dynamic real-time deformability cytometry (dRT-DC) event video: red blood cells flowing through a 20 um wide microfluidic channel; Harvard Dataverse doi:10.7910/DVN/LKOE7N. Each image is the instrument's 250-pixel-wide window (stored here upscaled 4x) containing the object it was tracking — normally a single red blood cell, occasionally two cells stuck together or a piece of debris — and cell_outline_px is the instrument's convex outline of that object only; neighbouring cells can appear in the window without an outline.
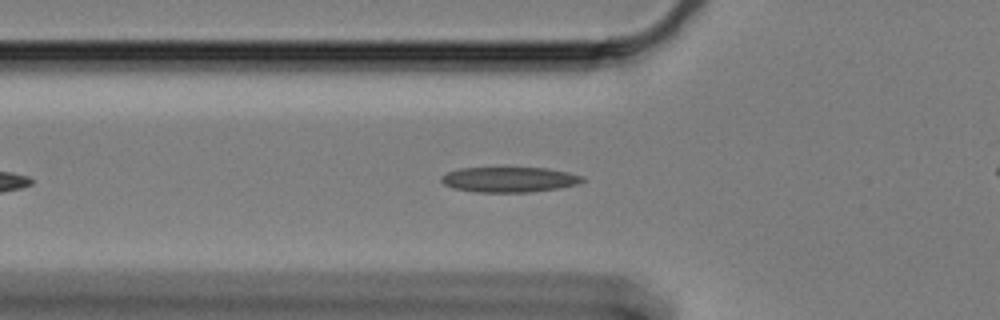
{"species": "Egyptian fruit bat (a non-hibernating species)", "species_latin": "Rousettus aegyptiacus", "temperature_condition": "cold", "stored_images_in_passage": 22, "camera_frame_rate_fps": 3000, "um_per_image_px": 0.085, "animal": {"sex": "female"}, "frame": {"image": 1, "passage_image": 10, "time_ms": 3.0, "image_size_px": [1000, 320], "cell_outline_px": [[588, 180], [576, 184], [560, 188], [532, 192], [476, 192], [452, 188], [444, 184], [440, 180], [440, 176], [448, 172], [460, 168], [504, 164], [548, 168], [568, 172], [580, 176]], "centroid_in_image_um": [43.26, 15.2], "position_along_channel_um": 82.5, "area_um2": 22.08}}
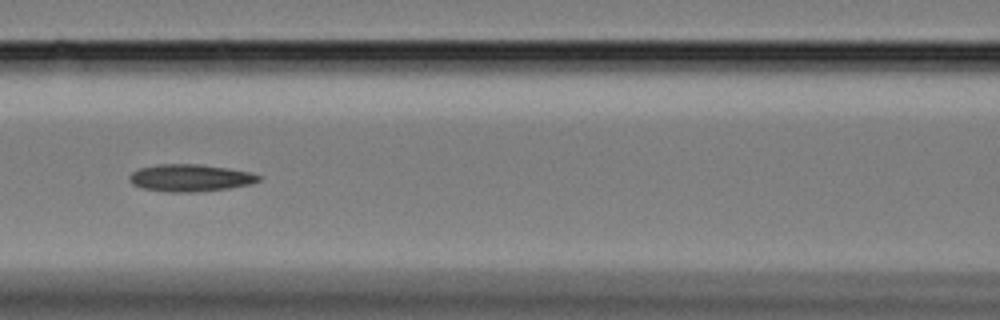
{"frame": {"image": 2, "passage_image": 16, "time_ms": 5.0, "image_size_px": [1000, 320], "cell_outline_px": [[264, 176], [260, 180], [252, 184], [228, 188], [192, 192], [168, 192], [144, 188], [132, 184], [128, 180], [128, 176], [132, 172], [140, 168], [160, 164], [196, 164], [228, 168], [252, 172]], "centroid_in_image_um": [16.2, 15.12], "position_along_channel_um": 150.4, "area_um2": 20.52}}
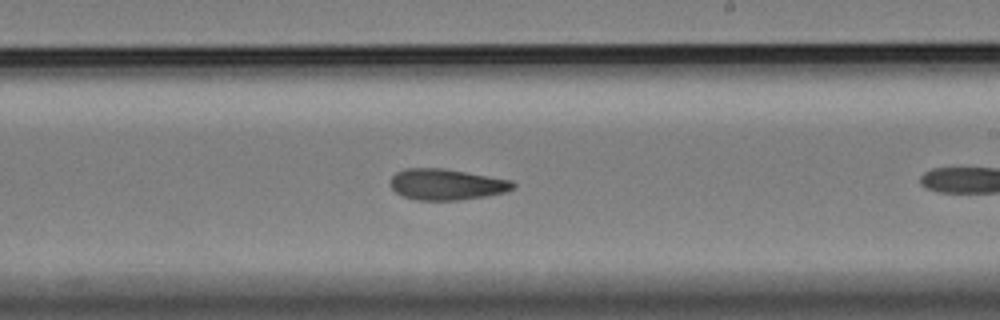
{"frame": {"image": 3, "passage_image": 21, "time_ms": 6.667, "image_size_px": [1000, 320], "cell_outline_px": [[516, 188], [504, 192], [484, 196], [460, 200], [416, 200], [404, 196], [396, 192], [392, 188], [392, 176], [396, 172], [404, 168], [444, 168], [512, 180], [516, 184]], "centroid_in_image_um": [37.98, 15.67], "position_along_channel_um": 251.0, "area_um2": 22.14}}